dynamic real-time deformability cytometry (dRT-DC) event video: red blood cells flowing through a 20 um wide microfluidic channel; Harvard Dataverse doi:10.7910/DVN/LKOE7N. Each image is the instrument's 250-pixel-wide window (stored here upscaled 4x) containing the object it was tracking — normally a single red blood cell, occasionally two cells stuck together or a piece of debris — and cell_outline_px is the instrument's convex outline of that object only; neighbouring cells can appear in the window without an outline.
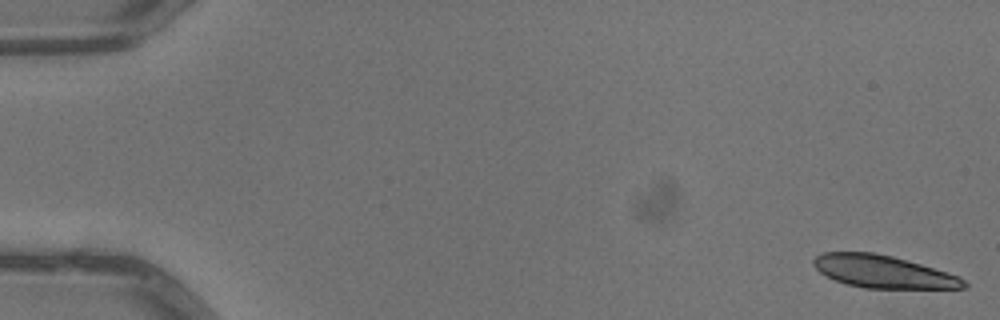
{"species": "common noctule bat (a hibernating species)", "species_latin": "Nyctalus noctula", "temperature_condition": "warm", "stored_images_in_passage": 7, "camera_frame_rate_fps": 3000, "um_per_image_px": 0.085, "animal": {"sex": "male", "body_mass_g": 13.3}, "frame": {"image": 1, "passage_image": 1, "time_ms": 0.0, "image_size_px": [1000, 320], "cell_outline_px": [[968, 288], [864, 288], [848, 284], [836, 280], [820, 272], [812, 264], [812, 260], [816, 256], [824, 252], [872, 252], [892, 256], [948, 272], [964, 280], [968, 284]], "centroid_in_image_um": [75.06, 23.09], "position_along_channel_um": 9.9, "area_um2": 28.21}}
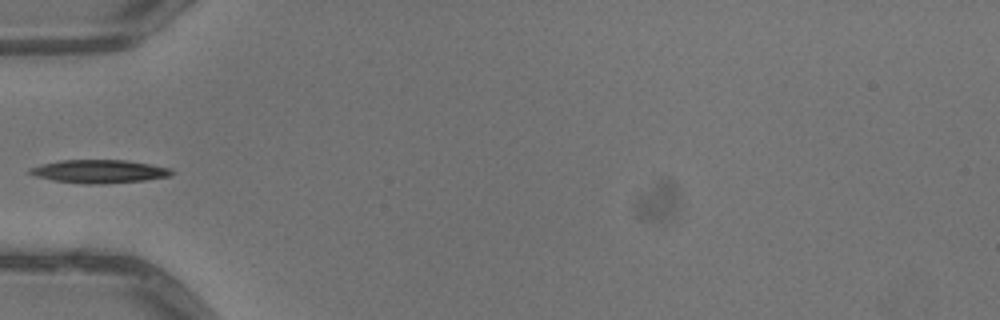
{"frame": {"image": 2, "passage_image": 6, "time_ms": 1.667, "image_size_px": [1000, 320], "cell_outline_px": [[176, 172], [172, 176], [144, 180], [100, 184], [88, 184], [52, 180], [36, 176], [28, 172], [28, 168], [60, 160], [124, 160], [172, 168]], "centroid_in_image_um": [8.47, 14.57], "position_along_channel_um": 76.5, "area_um2": 19.13}}
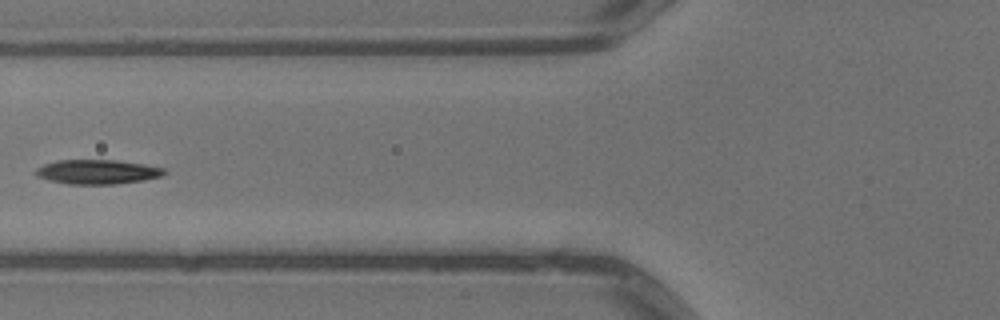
{"frame": {"image": 3, "passage_image": 7, "time_ms": 2.0, "image_size_px": [1000, 320], "cell_outline_px": [[168, 172], [164, 176], [144, 180], [116, 184], [68, 184], [48, 180], [36, 176], [32, 172], [36, 168], [44, 164], [56, 160], [116, 160], [144, 164], [164, 168]], "centroid_in_image_um": [8.27, 14.61], "position_along_channel_um": 117.5, "area_um2": 18.55}}